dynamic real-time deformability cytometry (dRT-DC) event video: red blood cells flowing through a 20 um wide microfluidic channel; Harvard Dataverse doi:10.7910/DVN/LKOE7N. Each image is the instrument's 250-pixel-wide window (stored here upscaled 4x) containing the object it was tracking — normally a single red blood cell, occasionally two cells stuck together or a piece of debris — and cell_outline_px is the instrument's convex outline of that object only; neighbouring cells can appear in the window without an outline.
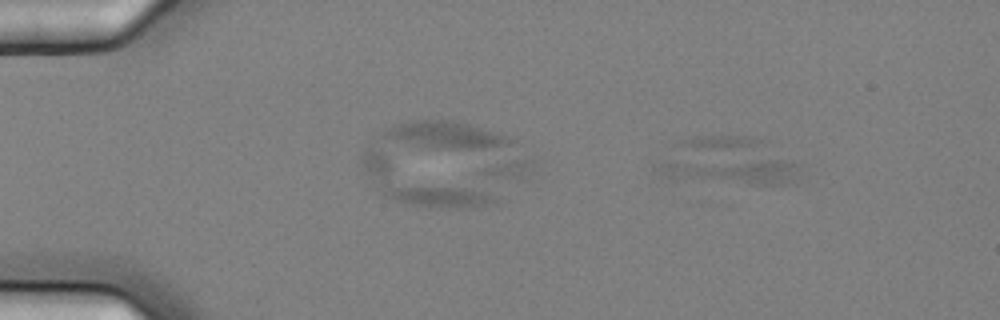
{"species": "common noctule bat (a hibernating species)", "species_latin": "Nyctalus noctula", "temperature_condition": "cold", "stored_images_in_passage": 8, "camera_frame_rate_fps": 3000, "um_per_image_px": 0.085, "animal": {"sex": "female", "body_mass_g": 25.1}, "frame": {"image": 1, "passage_image": 1, "time_ms": 0.0, "image_size_px": [1000, 320], "cell_outline_px": [[800, 172], [796, 180], [780, 184], [752, 184], [672, 180], [660, 172], [656, 168], [660, 164], [768, 160], [776, 160], [796, 164], [800, 168]], "centroid_in_image_um": [62.34, 14.62], "position_along_channel_um": 22.7, "area_um2": 20.06}}